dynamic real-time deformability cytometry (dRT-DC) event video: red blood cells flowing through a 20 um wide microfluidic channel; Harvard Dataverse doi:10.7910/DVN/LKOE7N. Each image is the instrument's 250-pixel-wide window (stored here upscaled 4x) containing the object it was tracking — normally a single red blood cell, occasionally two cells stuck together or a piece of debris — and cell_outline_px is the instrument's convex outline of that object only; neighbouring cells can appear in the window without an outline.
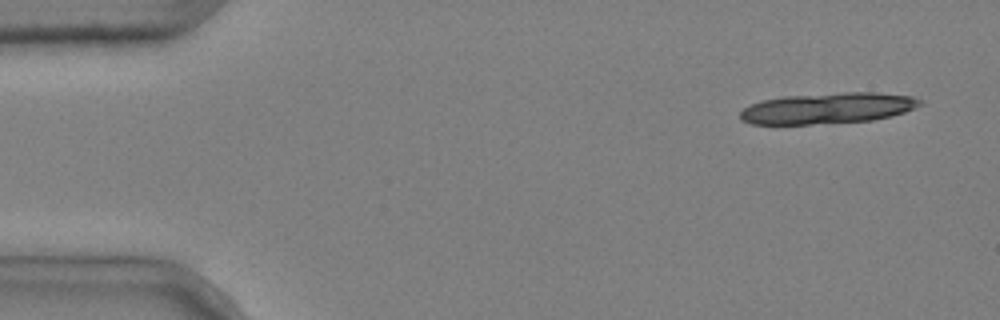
{"species": "common noctule bat (a hibernating species)", "species_latin": "Nyctalus noctula", "temperature_condition": "cold", "stored_images_in_passage": 4, "camera_frame_rate_fps": 3000, "um_per_image_px": 0.085, "animal": {"sex": "male", "body_mass_g": 20.4}, "frame": {"image": 1, "passage_image": 1, "time_ms": 0.0, "image_size_px": [1000, 320], "cell_outline_px": [[924, 104], [904, 112], [892, 116], [872, 120], [812, 124], [752, 124], [740, 120], [740, 112], [744, 108], [752, 104], [764, 100], [784, 96], [844, 92], [876, 92], [912, 96], [924, 100]], "centroid_in_image_um": [70.4, 9.19], "position_along_channel_um": 14.6, "area_um2": 32.48}}
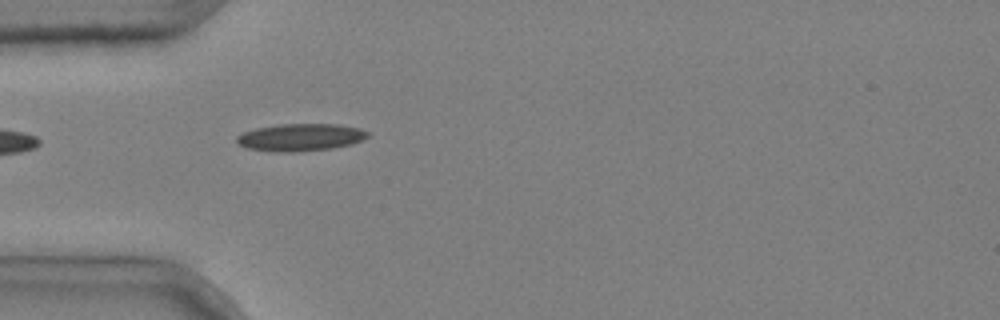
{"frame": {"image": 2, "passage_image": 4, "time_ms": 1.0, "image_size_px": [1000, 320], "cell_outline_px": [[368, 136], [352, 144], [332, 148], [292, 152], [284, 152], [248, 148], [236, 144], [236, 136], [244, 132], [256, 128], [280, 124], [340, 124], [360, 128], [368, 132]], "centroid_in_image_um": [25.53, 11.66], "position_along_channel_um": 59.5, "area_um2": 20.75}}